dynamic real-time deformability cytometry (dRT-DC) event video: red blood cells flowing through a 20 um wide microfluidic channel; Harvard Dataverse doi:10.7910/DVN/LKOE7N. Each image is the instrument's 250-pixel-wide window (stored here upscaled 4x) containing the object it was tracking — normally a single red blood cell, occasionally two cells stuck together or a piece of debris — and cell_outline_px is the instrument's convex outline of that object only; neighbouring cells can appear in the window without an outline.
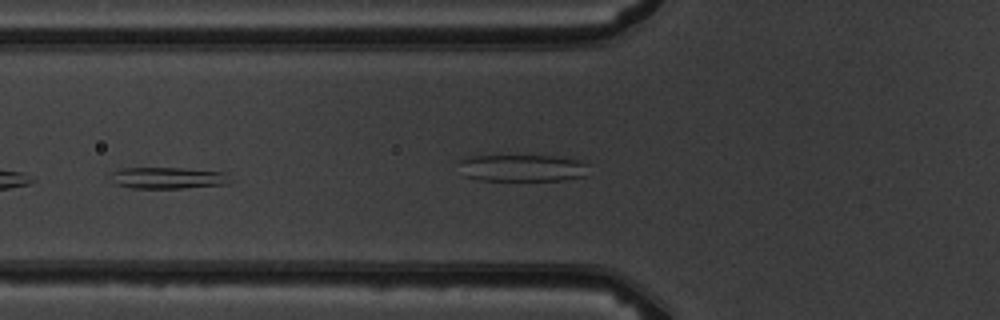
{"species": "common noctule bat (a hibernating species)", "species_latin": "Nyctalus noctula", "temperature_condition": "warm", "stored_images_in_passage": 6, "camera_frame_rate_fps": 3000, "um_per_image_px": 0.085, "animal": {"sex": "male", "body_mass_g": 19.5, "forearm_length_mm": 54.6}, "frame": {"image": 1, "passage_image": 5, "time_ms": 5.333, "image_size_px": [1000, 320], "cell_outline_px": [[232, 184], [184, 188], [132, 188], [116, 184], [112, 172], [124, 168], [180, 168], [228, 172], [232, 180]], "centroid_in_image_um": [14.43, 15.13], "position_along_channel_um": 111.4, "area_um2": 15.03}}
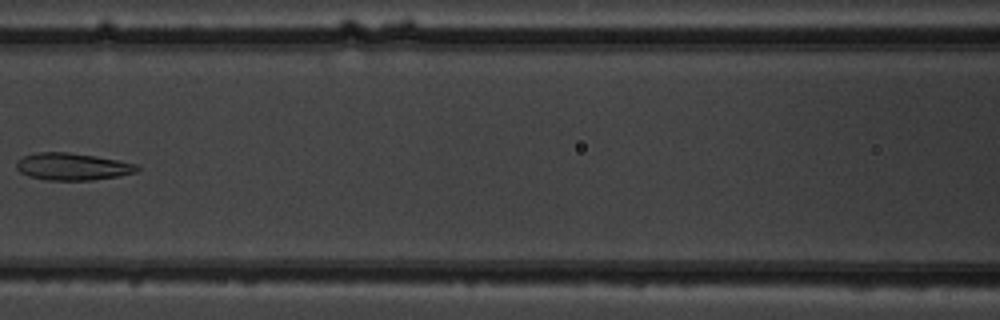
{"frame": {"image": 2, "passage_image": 6, "time_ms": 7.333, "image_size_px": [1000, 320], "cell_outline_px": [[140, 168], [136, 172], [120, 176], [92, 180], [44, 180], [28, 176], [20, 172], [16, 168], [16, 160], [24, 156], [40, 152], [68, 152], [116, 160], [136, 164]], "centroid_in_image_um": [6.13, 14.17], "position_along_channel_um": 160.5, "area_um2": 19.02}}